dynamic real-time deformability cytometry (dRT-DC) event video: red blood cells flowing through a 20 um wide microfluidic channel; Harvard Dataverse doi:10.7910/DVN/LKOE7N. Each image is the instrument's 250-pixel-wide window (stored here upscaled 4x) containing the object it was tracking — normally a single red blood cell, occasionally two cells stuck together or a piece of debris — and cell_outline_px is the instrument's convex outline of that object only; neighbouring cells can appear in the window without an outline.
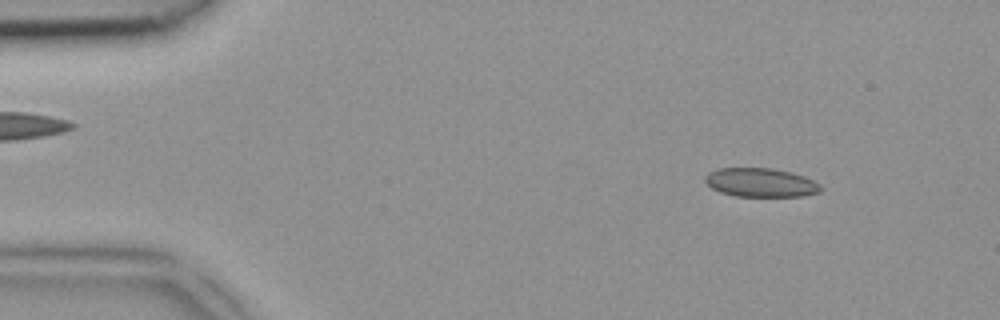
{"species": "common noctule bat (a hibernating species)", "species_latin": "Nyctalus noctula", "temperature_condition": "room temperature", "stored_images_in_passage": 46, "camera_frame_rate_fps": 3000, "um_per_image_px": 0.085, "animal": {"sex": "female", "body_mass_g": 18.4}, "frame": {"image": 1, "passage_image": 5, "time_ms": 1.333, "image_size_px": [1000, 320], "cell_outline_px": [[824, 188], [820, 192], [804, 196], [736, 196], [720, 192], [712, 188], [704, 180], [704, 176], [708, 172], [716, 168], [772, 168], [792, 172], [804, 176], [820, 184]], "centroid_in_image_um": [64.67, 15.51], "position_along_channel_um": 20.3, "area_um2": 19.59}}
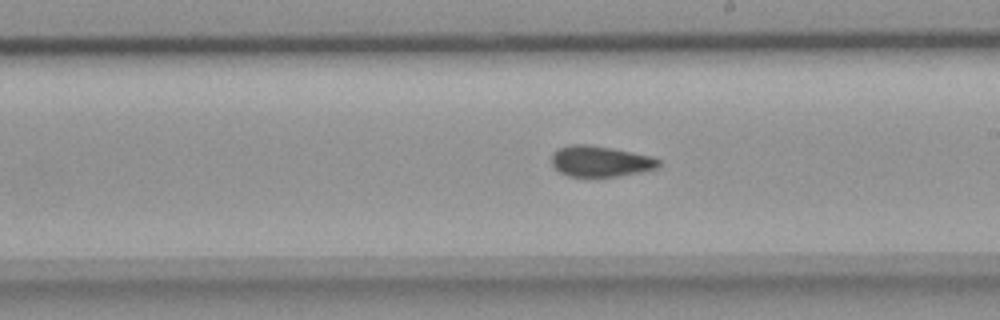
{"frame": {"image": 2, "passage_image": 26, "time_ms": 8.333, "image_size_px": [1000, 320], "cell_outline_px": [[660, 164], [656, 168], [640, 172], [616, 176], [568, 176], [560, 172], [552, 164], [552, 152], [568, 144], [588, 144], [612, 148], [652, 156], [660, 160]], "centroid_in_image_um": [51.02, 13.69], "position_along_channel_um": 238.0, "area_um2": 19.13}}
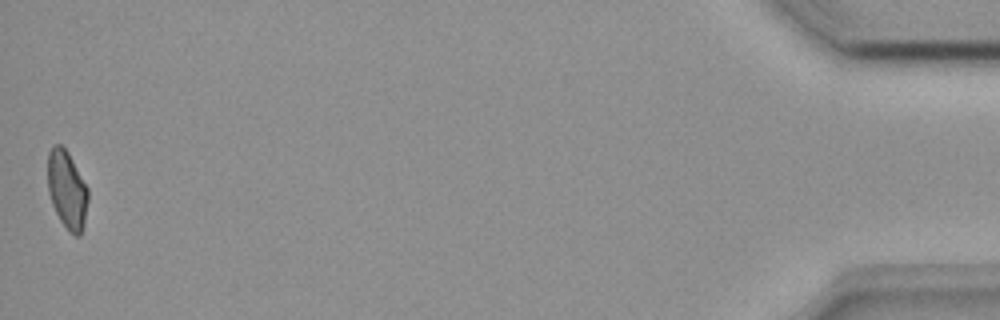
{"frame": {"image": 3, "passage_image": 46, "time_ms": 15.0, "image_size_px": [1000, 320], "cell_outline_px": [[88, 200], [84, 224], [80, 236], [76, 236], [60, 220], [52, 204], [48, 192], [48, 152], [52, 144], [60, 144], [68, 152], [88, 188]], "centroid_in_image_um": [5.69, 16.09], "position_along_channel_um": 429.5, "area_um2": 18.21}}